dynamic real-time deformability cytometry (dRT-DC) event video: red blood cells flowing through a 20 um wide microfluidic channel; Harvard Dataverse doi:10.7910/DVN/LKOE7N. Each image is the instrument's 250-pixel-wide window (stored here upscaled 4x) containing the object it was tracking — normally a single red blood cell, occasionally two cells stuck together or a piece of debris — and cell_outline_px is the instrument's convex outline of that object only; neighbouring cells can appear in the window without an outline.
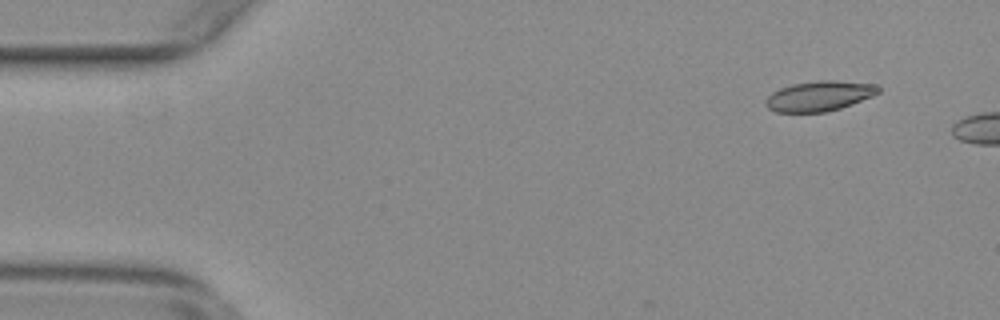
{"species": "common noctule bat (a hibernating species)", "species_latin": "Nyctalus noctula", "temperature_condition": "warm", "stored_images_in_passage": 46, "camera_frame_rate_fps": 3000, "um_per_image_px": 0.085, "animal": {"sex": "female", "body_mass_g": 29.2, "forearm_length_mm": 56.3}, "frame": {"image": 1, "passage_image": 5, "time_ms": 1.333, "image_size_px": [1000, 320], "cell_outline_px": [[880, 92], [872, 96], [852, 104], [828, 112], [776, 112], [768, 108], [764, 104], [764, 100], [772, 92], [780, 88], [792, 84], [816, 80], [836, 80], [876, 84], [880, 88]], "centroid_in_image_um": [69.63, 8.15], "position_along_channel_um": 15.4, "area_um2": 19.94}}
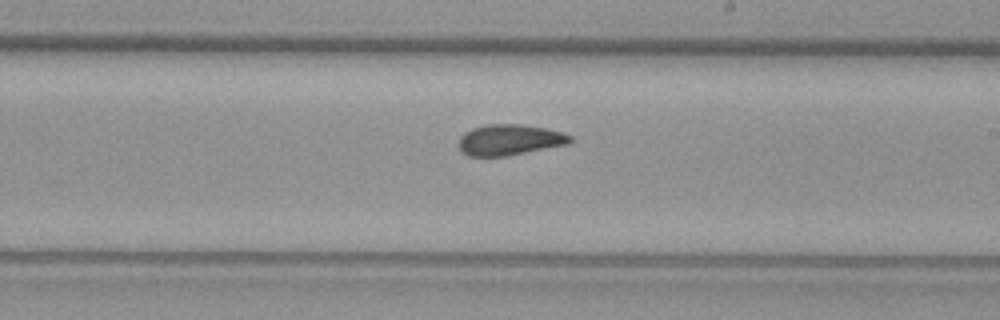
{"frame": {"image": 2, "passage_image": 32, "time_ms": 10.333, "image_size_px": [1000, 320], "cell_outline_px": [[572, 140], [568, 144], [508, 156], [468, 156], [460, 148], [460, 136], [464, 132], [472, 128], [488, 124], [520, 124], [544, 128], [564, 132], [572, 136]], "centroid_in_image_um": [43.34, 11.88], "position_along_channel_um": 245.7, "area_um2": 20.0}}
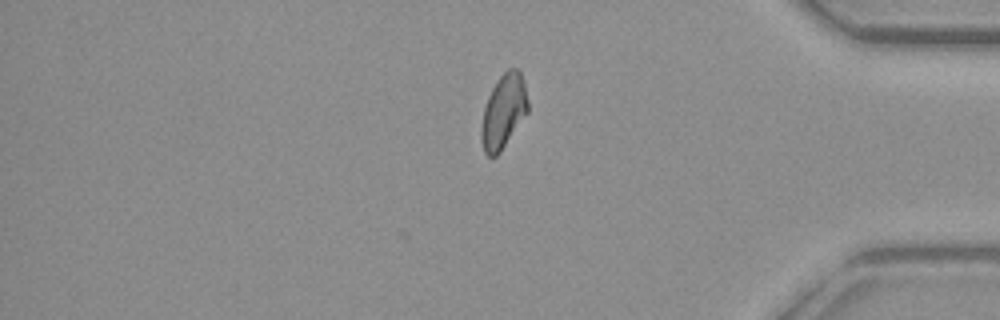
{"frame": {"image": 3, "passage_image": 46, "time_ms": 15.0, "image_size_px": [1000, 320], "cell_outline_px": [[528, 112], [500, 152], [496, 156], [488, 156], [484, 152], [480, 136], [480, 128], [484, 108], [488, 96], [496, 80], [508, 68], [516, 68], [520, 72], [524, 80], [528, 100]], "centroid_in_image_um": [42.79, 9.46], "position_along_channel_um": 392.4, "area_um2": 20.17}, "authors_computed_cell_mechanics": {"area_um2": 20.0855, "velocity_mm_per_s": 3.7596, "shape_relaxation_time_tau1_ms": null, "shape_relaxation_time_tau2_ms": 2.4827, "deformation_change_tau1": null, "deformation_change_tau2": 0.0652}}